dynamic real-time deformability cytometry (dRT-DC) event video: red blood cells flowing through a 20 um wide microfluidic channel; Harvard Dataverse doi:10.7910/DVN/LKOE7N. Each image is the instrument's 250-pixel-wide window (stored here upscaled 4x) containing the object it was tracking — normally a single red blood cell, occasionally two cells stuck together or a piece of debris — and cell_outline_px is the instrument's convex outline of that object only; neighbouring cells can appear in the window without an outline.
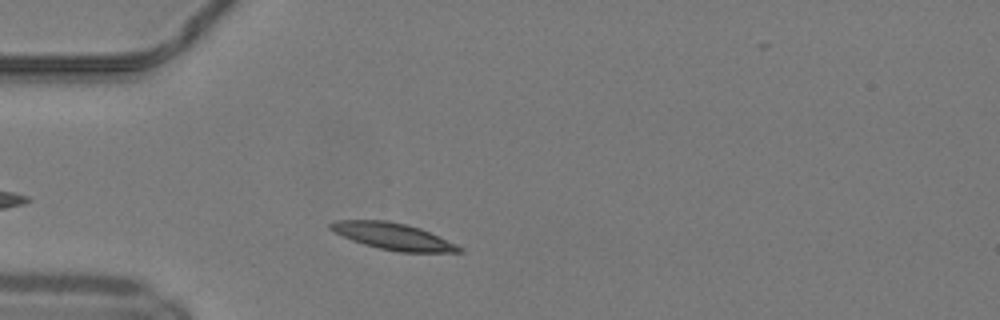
{"species": "common noctule bat (a hibernating species)", "species_latin": "Nyctalus noctula", "temperature_condition": "warm", "stored_images_in_passage": 28, "camera_frame_rate_fps": 3000, "um_per_image_px": 0.085, "animal": {"sex": "male", "body_mass_g": 19.2, "forearm_length_mm": 51.8}, "frame": {"image": 1, "passage_image": 3, "time_ms": 0.667, "image_size_px": [1000, 320], "cell_outline_px": [[464, 252], [400, 252], [380, 248], [364, 244], [352, 240], [332, 232], [328, 228], [328, 224], [336, 220], [388, 220], [420, 228], [456, 244], [464, 248]], "centroid_in_image_um": [33.38, 20.08], "position_along_channel_um": 51.6, "area_um2": 19.94}}
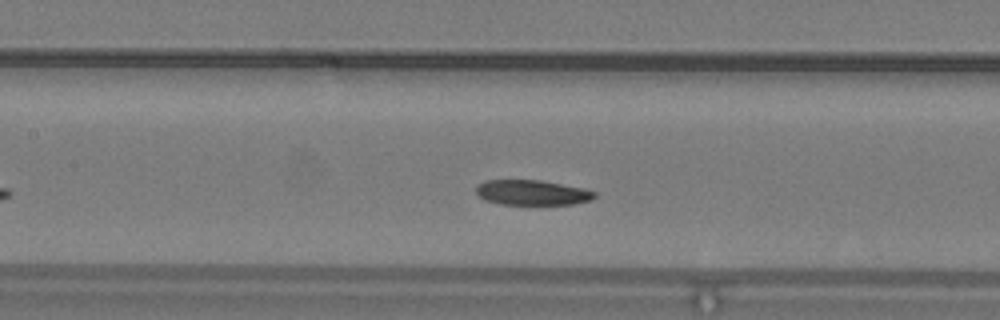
{"frame": {"image": 2, "passage_image": 12, "time_ms": 3.667, "image_size_px": [1000, 320], "cell_outline_px": [[596, 196], [592, 200], [572, 204], [500, 204], [484, 200], [476, 192], [476, 188], [484, 180], [540, 180], [584, 188], [596, 192]], "centroid_in_image_um": [45.25, 16.37], "position_along_channel_um": 162.2, "area_um2": 17.28}}
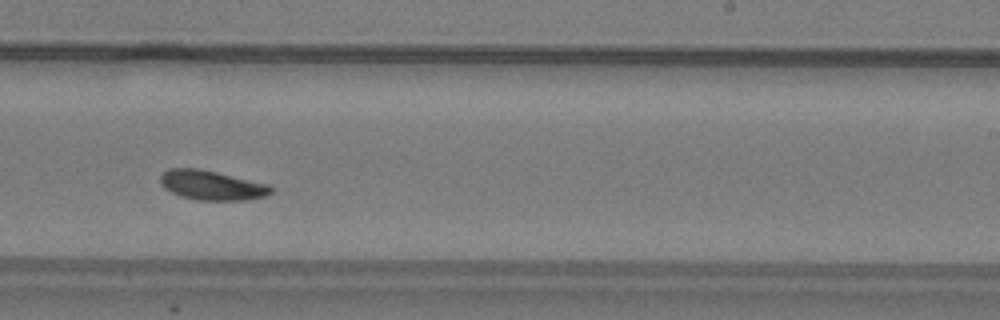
{"frame": {"image": 3, "passage_image": 20, "time_ms": 6.333, "image_size_px": [1000, 320], "cell_outline_px": [[272, 192], [264, 196], [244, 200], [200, 200], [180, 196], [164, 188], [160, 180], [160, 176], [168, 168], [200, 168], [268, 184], [272, 188]], "centroid_in_image_um": [17.97, 15.74], "position_along_channel_um": 271.0, "area_um2": 18.9}, "authors_computed_cell_mechanics": {"area_um2": 18.785, "velocity_mm_per_s": 4.0979, "shape_relaxation_time_tau1_ms": 3.2038, "shape_relaxation_time_tau2_ms": 2.7773, "deformation_change_tau1": 0.1045, "deformation_change_tau2": 0.0787}}